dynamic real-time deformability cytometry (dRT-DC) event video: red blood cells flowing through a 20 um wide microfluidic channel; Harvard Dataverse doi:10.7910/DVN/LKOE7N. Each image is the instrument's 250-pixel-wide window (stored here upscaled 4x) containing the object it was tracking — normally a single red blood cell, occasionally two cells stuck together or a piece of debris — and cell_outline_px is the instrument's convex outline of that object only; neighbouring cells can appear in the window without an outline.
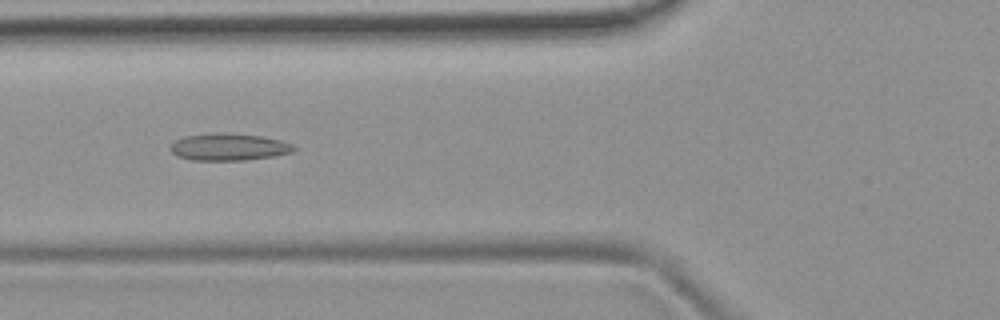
{"species": "common noctule bat (a hibernating species)", "species_latin": "Nyctalus noctula", "temperature_condition": "room temperature", "stored_images_in_passage": 49, "camera_frame_rate_fps": 3000, "um_per_image_px": 0.085, "animal": {"sex": "female", "body_mass_g": 19.9}, "frame": {"image": 1, "passage_image": 15, "time_ms": 4.667, "image_size_px": [1000, 320], "cell_outline_px": [[296, 148], [292, 152], [272, 156], [244, 160], [192, 160], [176, 156], [168, 148], [176, 140], [184, 136], [220, 132], [260, 136], [280, 140], [292, 144]], "centroid_in_image_um": [19.41, 12.49], "position_along_channel_um": 106.4, "area_um2": 19.36}, "authors_computed_cell_mechanics": {"area_um2": 18.496, "velocity_mm_per_s": 3.8223, "shape_relaxation_time_tau1_ms": null, "shape_relaxation_time_tau2_ms": 3.5833, "deformation_change_tau1": null, "deformation_change_tau2": 0.1169}}